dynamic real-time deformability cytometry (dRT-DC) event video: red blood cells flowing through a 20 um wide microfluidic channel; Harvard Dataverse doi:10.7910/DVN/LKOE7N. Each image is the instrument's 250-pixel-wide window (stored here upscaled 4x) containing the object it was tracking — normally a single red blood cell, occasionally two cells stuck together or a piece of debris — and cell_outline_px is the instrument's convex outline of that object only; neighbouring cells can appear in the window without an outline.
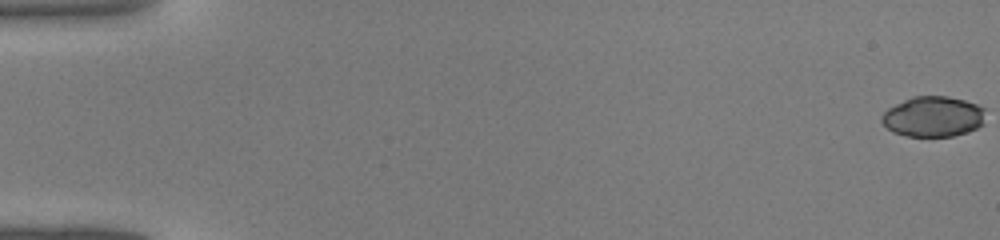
{"species": "common noctule bat (a hibernating species)", "species_latin": "Nyctalus noctula", "temperature_condition": "warm", "stored_images_in_passage": 7, "camera_frame_rate_fps": 3000, "um_per_image_px": 0.085, "animal": {"sex": "male", "body_mass_g": 19.0, "forearm_length_mm": 50.8}, "frame": {"image": 1, "passage_image": 1, "time_ms": 0.0, "image_size_px": [1000, 240], "cell_outline_px": [[984, 124], [968, 132], [952, 136], [908, 136], [892, 132], [880, 120], [880, 116], [888, 108], [912, 96], [948, 96], [964, 100], [976, 104], [984, 108]], "centroid_in_image_um": [79.32, 9.91], "position_along_channel_um": 5.7, "area_um2": 24.51}}